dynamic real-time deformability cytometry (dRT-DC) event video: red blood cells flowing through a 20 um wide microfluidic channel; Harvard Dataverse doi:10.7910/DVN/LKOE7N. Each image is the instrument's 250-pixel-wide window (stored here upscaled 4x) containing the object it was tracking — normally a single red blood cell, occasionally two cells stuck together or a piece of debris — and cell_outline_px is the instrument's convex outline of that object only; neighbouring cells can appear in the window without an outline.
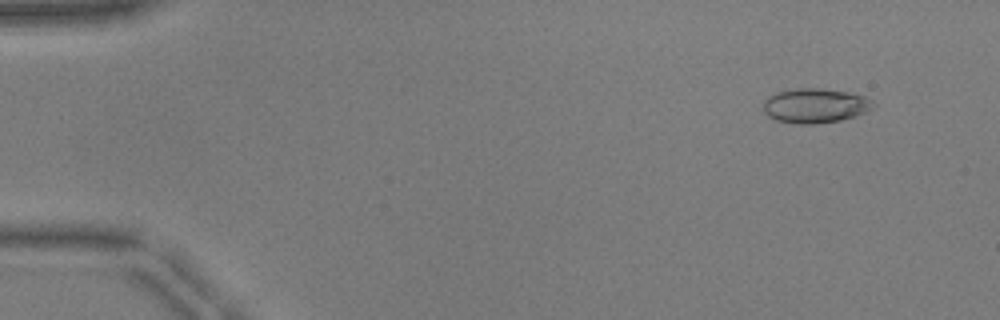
{"species": "common noctule bat (a hibernating species)", "species_latin": "Nyctalus noctula", "temperature_condition": "warm", "stored_images_in_passage": 52, "camera_frame_rate_fps": 3000, "um_per_image_px": 0.085, "animal": {"sex": "male", "body_mass_g": 17.9, "forearm_length_mm": 54.2}, "frame": {"image": 1, "passage_image": 5, "time_ms": 1.333, "image_size_px": [1000, 320], "cell_outline_px": [[876, 104], [872, 108], [864, 112], [840, 120], [816, 124], [800, 124], [776, 120], [768, 116], [764, 112], [764, 100], [768, 96], [776, 92], [796, 88], [820, 88], [848, 92], [864, 96], [872, 100]], "centroid_in_image_um": [69.26, 8.97], "position_along_channel_um": 15.7, "area_um2": 22.08}}
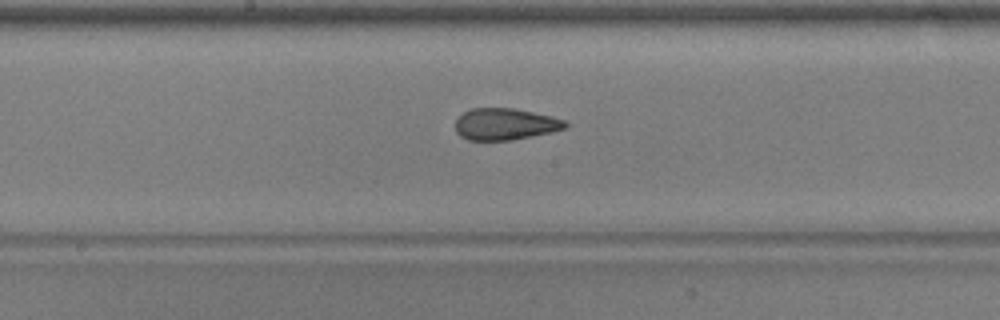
{"frame": {"image": 2, "passage_image": 28, "time_ms": 9.0, "image_size_px": [1000, 320], "cell_outline_px": [[568, 124], [564, 128], [552, 132], [512, 140], [468, 140], [460, 136], [456, 132], [456, 120], [464, 112], [472, 108], [512, 108], [552, 116], [568, 120]], "centroid_in_image_um": [42.95, 10.55], "position_along_channel_um": 205.2, "area_um2": 20.29}}
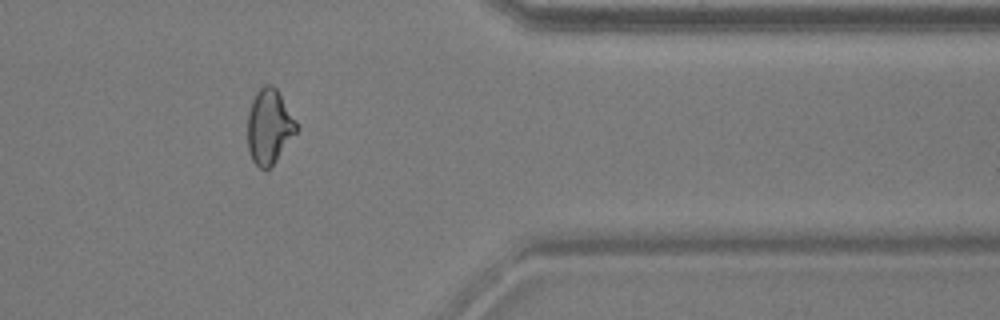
{"frame": {"image": 3, "passage_image": 43, "time_ms": 14.0, "image_size_px": [1000, 320], "cell_outline_px": [[300, 128], [276, 160], [264, 172], [252, 160], [248, 148], [248, 112], [252, 100], [256, 92], [264, 84], [272, 84], [276, 88], [296, 120]], "centroid_in_image_um": [22.89, 10.75], "position_along_channel_um": 388.5, "area_um2": 21.33}, "authors_computed_cell_mechanics": {"area_um2": 21.1259, "velocity_mm_per_s": 3.9556, "shape_relaxation_time_tau1_ms": 7.9823, "shape_relaxation_time_tau2_ms": 1.3272, "deformation_change_tau1": 0.2272, "deformation_change_tau2": 0.0688}}